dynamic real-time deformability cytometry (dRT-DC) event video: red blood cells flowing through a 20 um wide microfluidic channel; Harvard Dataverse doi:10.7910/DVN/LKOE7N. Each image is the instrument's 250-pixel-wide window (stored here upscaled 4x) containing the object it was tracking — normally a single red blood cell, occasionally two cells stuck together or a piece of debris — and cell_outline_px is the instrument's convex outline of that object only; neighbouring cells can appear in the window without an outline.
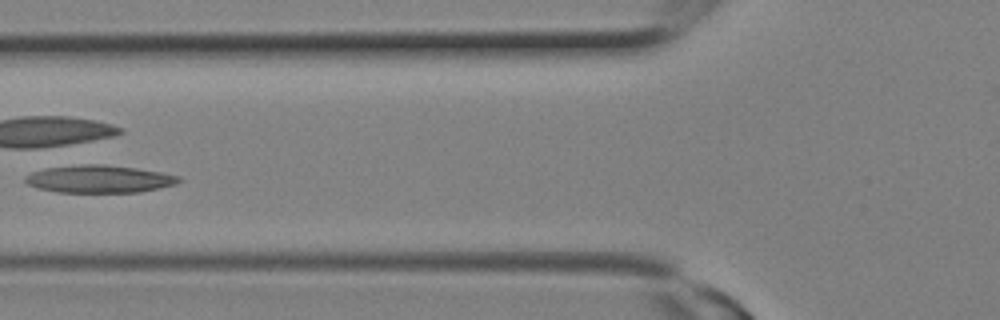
{"species": "Egyptian fruit bat (a non-hibernating species)", "species_latin": "Rousettus aegyptiacus", "temperature_condition": "room temperature", "stored_images_in_passage": 12, "camera_frame_rate_fps": 3000, "um_per_image_px": 0.085, "animal": {"sex": "female"}, "frame": {"image": 1, "passage_image": 7, "time_ms": 2.0, "image_size_px": [1000, 320], "cell_outline_px": [[184, 180], [176, 184], [140, 192], [56, 192], [40, 188], [28, 184], [24, 180], [24, 176], [32, 172], [44, 168], [84, 164], [104, 164], [136, 168], [160, 172], [180, 176]], "centroid_in_image_um": [8.45, 15.21], "position_along_channel_um": 117.3, "area_um2": 24.68}}
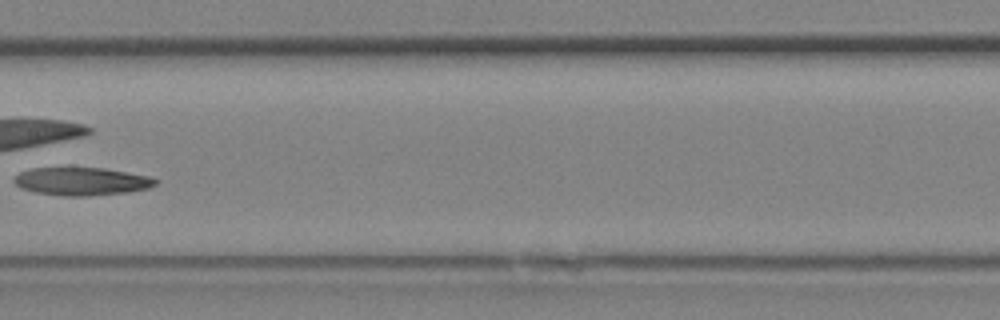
{"frame": {"image": 2, "passage_image": 10, "time_ms": 3.0, "image_size_px": [1000, 320], "cell_outline_px": [[160, 180], [156, 184], [148, 188], [128, 192], [88, 196], [64, 196], [36, 192], [20, 188], [12, 180], [20, 172], [32, 168], [104, 168], [148, 176]], "centroid_in_image_um": [6.94, 15.42], "position_along_channel_um": 200.5, "area_um2": 22.95}}